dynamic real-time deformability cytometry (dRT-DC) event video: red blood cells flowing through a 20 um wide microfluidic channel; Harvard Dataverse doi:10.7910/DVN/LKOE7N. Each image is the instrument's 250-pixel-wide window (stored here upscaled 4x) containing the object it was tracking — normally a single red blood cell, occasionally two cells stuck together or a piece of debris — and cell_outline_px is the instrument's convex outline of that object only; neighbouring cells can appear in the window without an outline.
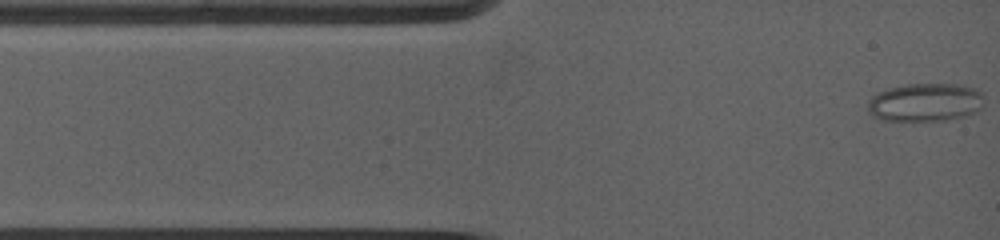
{"species": "common noctule bat (a hibernating species)", "species_latin": "Nyctalus noctula", "temperature_condition": "warm", "stored_images_in_passage": 31, "camera_frame_rate_fps": 5000, "um_per_image_px": 0.085, "animal": {"sex": "female", "body_mass_g": 19.0, "forearm_length_mm": 53.3}, "frame": {"image": 1, "passage_image": 1, "time_ms": 0.0, "image_size_px": [1000, 240], "cell_outline_px": [[984, 96], [980, 108], [976, 112], [964, 116], [944, 120], [880, 120], [872, 116], [868, 112], [868, 100], [876, 92], [888, 88], [908, 84], [960, 84], [972, 88], [980, 92]], "centroid_in_image_um": [78.61, 8.69], "position_along_channel_um": 6.4, "area_um2": 25.95}}
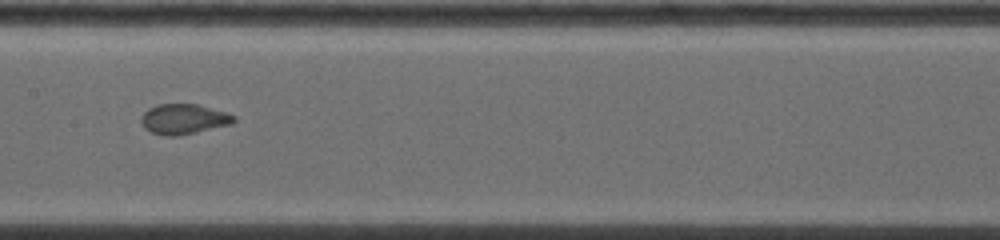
{"frame": {"image": 2, "passage_image": 14, "time_ms": 6.0, "image_size_px": [1000, 240], "cell_outline_px": [[236, 120], [232, 124], [196, 132], [176, 136], [168, 136], [152, 132], [144, 128], [140, 120], [144, 112], [148, 108], [156, 104], [196, 104], [224, 112], [236, 116]], "centroid_in_image_um": [15.6, 10.12], "position_along_channel_um": 191.8, "area_um2": 16.18}}
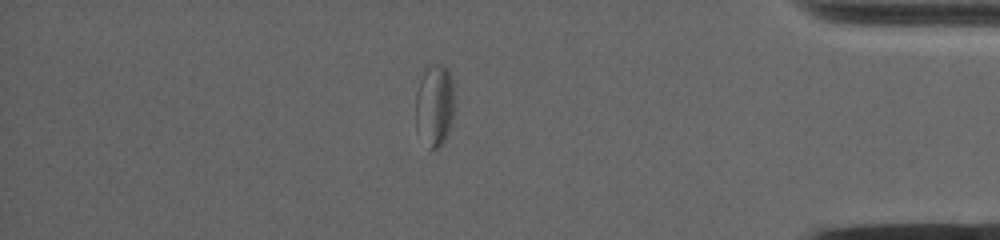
{"frame": {"image": 3, "passage_image": 27, "time_ms": 12.2, "image_size_px": [1000, 240], "cell_outline_px": [[452, 116], [448, 132], [444, 140], [436, 148], [428, 148], [416, 128], [416, 92], [420, 80], [424, 72], [432, 64], [440, 64], [448, 72], [452, 80]], "centroid_in_image_um": [36.9, 8.96], "position_along_channel_um": 398.3, "area_um2": 17.92}, "authors_computed_cell_mechanics": {"area_um2": 17.5712, "velocity_mm_per_s": 3.9015, "shape_relaxation_time_tau1_ms": null, "shape_relaxation_time_tau2_ms": 0.6487, "deformation_change_tau1": null, "deformation_change_tau2": 0.06}}